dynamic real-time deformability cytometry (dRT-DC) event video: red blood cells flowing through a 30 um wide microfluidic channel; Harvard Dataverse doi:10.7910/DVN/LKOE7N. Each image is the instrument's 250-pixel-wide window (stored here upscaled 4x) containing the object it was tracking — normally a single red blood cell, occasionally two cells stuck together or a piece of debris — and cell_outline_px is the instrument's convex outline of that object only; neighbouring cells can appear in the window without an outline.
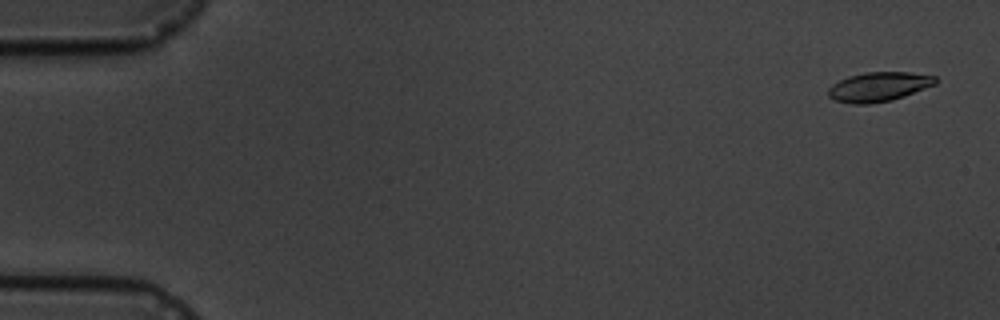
{"species": "common noctule bat (a hibernating species)", "species_latin": "Nyctalus noctula", "temperature_condition": "cold", "stored_images_in_passage": 5, "camera_frame_rate_fps": 3000, "um_per_image_px": 0.085, "animal": {"sex": "male", "body_mass_g": 19.5, "forearm_length_mm": 54.6}, "frame": {"image": 1, "passage_image": 1, "time_ms": 0.0, "image_size_px": [1000, 320], "cell_outline_px": [[936, 84], [904, 96], [892, 100], [868, 104], [852, 104], [836, 100], [828, 96], [828, 88], [832, 84], [848, 76], [864, 72], [908, 72], [936, 76]], "centroid_in_image_um": [74.68, 7.37], "position_along_channel_um": 10.3, "area_um2": 18.32}}